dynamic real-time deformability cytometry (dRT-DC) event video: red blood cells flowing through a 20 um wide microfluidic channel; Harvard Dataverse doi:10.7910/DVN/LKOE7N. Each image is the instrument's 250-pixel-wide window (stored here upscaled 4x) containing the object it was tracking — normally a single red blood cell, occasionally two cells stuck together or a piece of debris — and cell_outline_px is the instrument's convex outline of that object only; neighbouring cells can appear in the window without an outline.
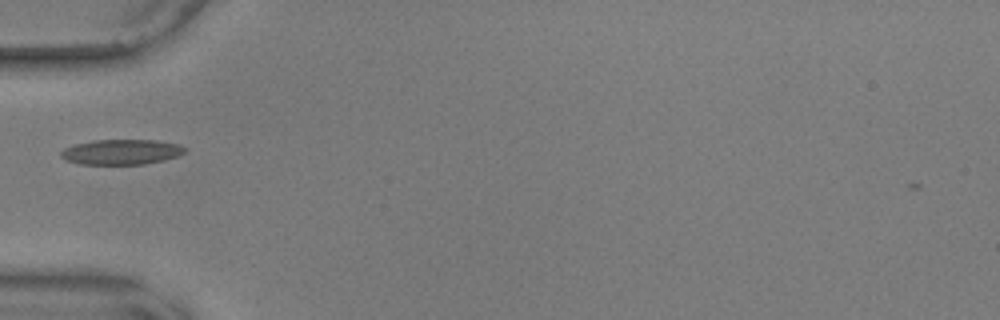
{"species": "common noctule bat (a hibernating species)", "species_latin": "Nyctalus noctula", "temperature_condition": "warm", "stored_images_in_passage": 38, "camera_frame_rate_fps": 3000, "um_per_image_px": 0.085, "animal": {"sex": "male", "body_mass_g": 17.9, "forearm_length_mm": 54.2}, "frame": {"image": 1, "passage_image": 1, "time_ms": 0.0, "image_size_px": [1000, 320], "cell_outline_px": [[188, 148], [184, 152], [176, 156], [164, 160], [144, 164], [80, 164], [64, 160], [60, 156], [60, 152], [64, 148], [72, 144], [92, 140], [156, 140], [180, 144]], "centroid_in_image_um": [10.29, 12.91], "position_along_channel_um": 74.7, "area_um2": 18.38}}
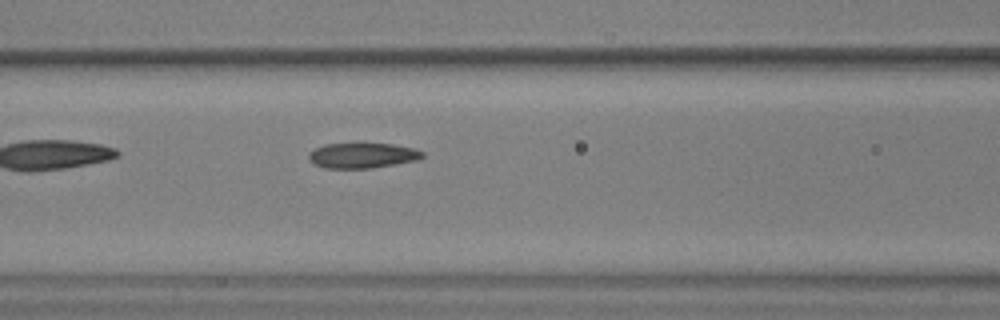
{"frame": {"image": 2, "passage_image": 6, "time_ms": 1.667, "image_size_px": [1000, 320], "cell_outline_px": [[424, 156], [416, 160], [396, 164], [372, 168], [324, 168], [312, 164], [308, 156], [308, 152], [324, 144], [392, 144], [412, 148], [424, 152]], "centroid_in_image_um": [30.77, 13.22], "position_along_channel_um": 135.8, "area_um2": 16.65}}